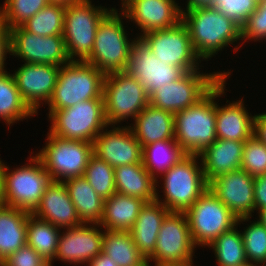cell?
I'll return each mask as SVG.
<instances>
[{"mask_svg": "<svg viewBox=\"0 0 266 266\" xmlns=\"http://www.w3.org/2000/svg\"><path fill=\"white\" fill-rule=\"evenodd\" d=\"M226 80L223 77L193 106L174 113L175 140L185 154L198 155L217 139L215 99L225 93Z\"/></svg>", "mask_w": 266, "mask_h": 266, "instance_id": "obj_1", "label": "cell"}, {"mask_svg": "<svg viewBox=\"0 0 266 266\" xmlns=\"http://www.w3.org/2000/svg\"><path fill=\"white\" fill-rule=\"evenodd\" d=\"M181 21L186 25L192 47L202 61L241 40V27L211 6L182 10Z\"/></svg>", "mask_w": 266, "mask_h": 266, "instance_id": "obj_2", "label": "cell"}, {"mask_svg": "<svg viewBox=\"0 0 266 266\" xmlns=\"http://www.w3.org/2000/svg\"><path fill=\"white\" fill-rule=\"evenodd\" d=\"M9 169L1 161L3 204L32 214L52 178L36 155L29 159V165Z\"/></svg>", "mask_w": 266, "mask_h": 266, "instance_id": "obj_3", "label": "cell"}, {"mask_svg": "<svg viewBox=\"0 0 266 266\" xmlns=\"http://www.w3.org/2000/svg\"><path fill=\"white\" fill-rule=\"evenodd\" d=\"M121 17L125 18V14L118 13L117 9L113 8L100 21L91 55L85 60L105 75L127 70L132 46L136 40H128L122 21L124 18Z\"/></svg>", "mask_w": 266, "mask_h": 266, "instance_id": "obj_4", "label": "cell"}, {"mask_svg": "<svg viewBox=\"0 0 266 266\" xmlns=\"http://www.w3.org/2000/svg\"><path fill=\"white\" fill-rule=\"evenodd\" d=\"M198 160H200L198 155L186 154L163 175H160L163 176L165 199H160L156 190L155 200L170 212H186L208 189L209 183L206 181L201 163L198 166Z\"/></svg>", "mask_w": 266, "mask_h": 266, "instance_id": "obj_5", "label": "cell"}, {"mask_svg": "<svg viewBox=\"0 0 266 266\" xmlns=\"http://www.w3.org/2000/svg\"><path fill=\"white\" fill-rule=\"evenodd\" d=\"M105 74L86 61H70L60 66L57 83L48 102L49 114L77 103L103 98Z\"/></svg>", "mask_w": 266, "mask_h": 266, "instance_id": "obj_6", "label": "cell"}, {"mask_svg": "<svg viewBox=\"0 0 266 266\" xmlns=\"http://www.w3.org/2000/svg\"><path fill=\"white\" fill-rule=\"evenodd\" d=\"M49 133L63 139L93 143L95 137L109 125L106 121L104 100H84L72 107L53 111L48 115Z\"/></svg>", "mask_w": 266, "mask_h": 266, "instance_id": "obj_7", "label": "cell"}, {"mask_svg": "<svg viewBox=\"0 0 266 266\" xmlns=\"http://www.w3.org/2000/svg\"><path fill=\"white\" fill-rule=\"evenodd\" d=\"M112 9L97 7L91 0L66 6L63 38L71 61H85L91 55L98 25Z\"/></svg>", "mask_w": 266, "mask_h": 266, "instance_id": "obj_8", "label": "cell"}, {"mask_svg": "<svg viewBox=\"0 0 266 266\" xmlns=\"http://www.w3.org/2000/svg\"><path fill=\"white\" fill-rule=\"evenodd\" d=\"M103 100L108 125H117L136 116L149 104L144 86L127 71L105 75Z\"/></svg>", "mask_w": 266, "mask_h": 266, "instance_id": "obj_9", "label": "cell"}, {"mask_svg": "<svg viewBox=\"0 0 266 266\" xmlns=\"http://www.w3.org/2000/svg\"><path fill=\"white\" fill-rule=\"evenodd\" d=\"M230 72H186L181 78L160 86L149 95V104L158 109L176 113L187 109L202 99L223 77Z\"/></svg>", "mask_w": 266, "mask_h": 266, "instance_id": "obj_10", "label": "cell"}, {"mask_svg": "<svg viewBox=\"0 0 266 266\" xmlns=\"http://www.w3.org/2000/svg\"><path fill=\"white\" fill-rule=\"evenodd\" d=\"M47 135L46 145L35 155L52 181L64 182L70 178L84 176L89 158L93 155V144L63 139L50 133Z\"/></svg>", "mask_w": 266, "mask_h": 266, "instance_id": "obj_11", "label": "cell"}, {"mask_svg": "<svg viewBox=\"0 0 266 266\" xmlns=\"http://www.w3.org/2000/svg\"><path fill=\"white\" fill-rule=\"evenodd\" d=\"M195 246H209L237 224V217L208 188L185 212Z\"/></svg>", "mask_w": 266, "mask_h": 266, "instance_id": "obj_12", "label": "cell"}, {"mask_svg": "<svg viewBox=\"0 0 266 266\" xmlns=\"http://www.w3.org/2000/svg\"><path fill=\"white\" fill-rule=\"evenodd\" d=\"M8 47L25 63L62 66L71 61L63 35L39 36L18 26L8 30Z\"/></svg>", "mask_w": 266, "mask_h": 266, "instance_id": "obj_13", "label": "cell"}, {"mask_svg": "<svg viewBox=\"0 0 266 266\" xmlns=\"http://www.w3.org/2000/svg\"><path fill=\"white\" fill-rule=\"evenodd\" d=\"M140 39L160 61L178 66L185 72L200 69L201 60L192 47L188 29L182 21L173 27L146 33Z\"/></svg>", "mask_w": 266, "mask_h": 266, "instance_id": "obj_14", "label": "cell"}, {"mask_svg": "<svg viewBox=\"0 0 266 266\" xmlns=\"http://www.w3.org/2000/svg\"><path fill=\"white\" fill-rule=\"evenodd\" d=\"M195 248L185 212H169L159 230L155 252L147 261L155 265L190 262Z\"/></svg>", "mask_w": 266, "mask_h": 266, "instance_id": "obj_15", "label": "cell"}, {"mask_svg": "<svg viewBox=\"0 0 266 266\" xmlns=\"http://www.w3.org/2000/svg\"><path fill=\"white\" fill-rule=\"evenodd\" d=\"M237 217V225L254 212V178L242 168L214 178L208 187Z\"/></svg>", "mask_w": 266, "mask_h": 266, "instance_id": "obj_16", "label": "cell"}, {"mask_svg": "<svg viewBox=\"0 0 266 266\" xmlns=\"http://www.w3.org/2000/svg\"><path fill=\"white\" fill-rule=\"evenodd\" d=\"M126 71L144 86L148 96L160 86L176 81L186 73L178 66L160 61L140 38L132 46Z\"/></svg>", "mask_w": 266, "mask_h": 266, "instance_id": "obj_17", "label": "cell"}, {"mask_svg": "<svg viewBox=\"0 0 266 266\" xmlns=\"http://www.w3.org/2000/svg\"><path fill=\"white\" fill-rule=\"evenodd\" d=\"M105 127L93 141V154L113 168L142 163L143 147L135 138L130 126ZM106 130V131H104Z\"/></svg>", "mask_w": 266, "mask_h": 266, "instance_id": "obj_18", "label": "cell"}, {"mask_svg": "<svg viewBox=\"0 0 266 266\" xmlns=\"http://www.w3.org/2000/svg\"><path fill=\"white\" fill-rule=\"evenodd\" d=\"M181 6L175 0H125L121 11L137 24L142 35L175 26L182 19Z\"/></svg>", "mask_w": 266, "mask_h": 266, "instance_id": "obj_19", "label": "cell"}, {"mask_svg": "<svg viewBox=\"0 0 266 266\" xmlns=\"http://www.w3.org/2000/svg\"><path fill=\"white\" fill-rule=\"evenodd\" d=\"M99 224L82 223L79 226L66 228L57 245L54 260L64 263L86 265L102 252L103 231Z\"/></svg>", "mask_w": 266, "mask_h": 266, "instance_id": "obj_20", "label": "cell"}, {"mask_svg": "<svg viewBox=\"0 0 266 266\" xmlns=\"http://www.w3.org/2000/svg\"><path fill=\"white\" fill-rule=\"evenodd\" d=\"M60 66L25 63L12 74L23 100L37 115L42 101L48 104L57 83Z\"/></svg>", "mask_w": 266, "mask_h": 266, "instance_id": "obj_21", "label": "cell"}, {"mask_svg": "<svg viewBox=\"0 0 266 266\" xmlns=\"http://www.w3.org/2000/svg\"><path fill=\"white\" fill-rule=\"evenodd\" d=\"M32 214L60 229L82 224L63 181H52L48 185L39 206Z\"/></svg>", "mask_w": 266, "mask_h": 266, "instance_id": "obj_22", "label": "cell"}, {"mask_svg": "<svg viewBox=\"0 0 266 266\" xmlns=\"http://www.w3.org/2000/svg\"><path fill=\"white\" fill-rule=\"evenodd\" d=\"M244 142L226 139H216L204 148L198 156L206 181L219 175L241 168Z\"/></svg>", "mask_w": 266, "mask_h": 266, "instance_id": "obj_23", "label": "cell"}, {"mask_svg": "<svg viewBox=\"0 0 266 266\" xmlns=\"http://www.w3.org/2000/svg\"><path fill=\"white\" fill-rule=\"evenodd\" d=\"M169 212L157 200L145 202L130 230L136 248L147 260L155 252L159 230Z\"/></svg>", "mask_w": 266, "mask_h": 266, "instance_id": "obj_24", "label": "cell"}, {"mask_svg": "<svg viewBox=\"0 0 266 266\" xmlns=\"http://www.w3.org/2000/svg\"><path fill=\"white\" fill-rule=\"evenodd\" d=\"M130 126L142 147L157 141L175 139L174 113L148 104Z\"/></svg>", "mask_w": 266, "mask_h": 266, "instance_id": "obj_25", "label": "cell"}, {"mask_svg": "<svg viewBox=\"0 0 266 266\" xmlns=\"http://www.w3.org/2000/svg\"><path fill=\"white\" fill-rule=\"evenodd\" d=\"M243 99L219 106L216 102V136L217 139L247 141L253 135L254 116L249 115Z\"/></svg>", "mask_w": 266, "mask_h": 266, "instance_id": "obj_26", "label": "cell"}, {"mask_svg": "<svg viewBox=\"0 0 266 266\" xmlns=\"http://www.w3.org/2000/svg\"><path fill=\"white\" fill-rule=\"evenodd\" d=\"M116 192L145 202L156 199L158 179H155L145 169L142 163L122 165L114 168Z\"/></svg>", "mask_w": 266, "mask_h": 266, "instance_id": "obj_27", "label": "cell"}, {"mask_svg": "<svg viewBox=\"0 0 266 266\" xmlns=\"http://www.w3.org/2000/svg\"><path fill=\"white\" fill-rule=\"evenodd\" d=\"M145 201L120 193L104 200L103 216L99 226L106 230L130 231Z\"/></svg>", "mask_w": 266, "mask_h": 266, "instance_id": "obj_28", "label": "cell"}, {"mask_svg": "<svg viewBox=\"0 0 266 266\" xmlns=\"http://www.w3.org/2000/svg\"><path fill=\"white\" fill-rule=\"evenodd\" d=\"M30 214L12 206H0V264L26 245L27 219Z\"/></svg>", "mask_w": 266, "mask_h": 266, "instance_id": "obj_29", "label": "cell"}, {"mask_svg": "<svg viewBox=\"0 0 266 266\" xmlns=\"http://www.w3.org/2000/svg\"><path fill=\"white\" fill-rule=\"evenodd\" d=\"M64 184L81 222L99 224L103 216L104 199L95 192L86 178H70L65 180Z\"/></svg>", "mask_w": 266, "mask_h": 266, "instance_id": "obj_30", "label": "cell"}, {"mask_svg": "<svg viewBox=\"0 0 266 266\" xmlns=\"http://www.w3.org/2000/svg\"><path fill=\"white\" fill-rule=\"evenodd\" d=\"M102 253L118 266H142L147 262L136 248L130 231L103 230Z\"/></svg>", "mask_w": 266, "mask_h": 266, "instance_id": "obj_31", "label": "cell"}, {"mask_svg": "<svg viewBox=\"0 0 266 266\" xmlns=\"http://www.w3.org/2000/svg\"><path fill=\"white\" fill-rule=\"evenodd\" d=\"M60 232L59 227L30 214L27 219L26 244L46 262L54 263Z\"/></svg>", "mask_w": 266, "mask_h": 266, "instance_id": "obj_32", "label": "cell"}, {"mask_svg": "<svg viewBox=\"0 0 266 266\" xmlns=\"http://www.w3.org/2000/svg\"><path fill=\"white\" fill-rule=\"evenodd\" d=\"M35 113L21 97L12 74L0 71V118L9 126Z\"/></svg>", "mask_w": 266, "mask_h": 266, "instance_id": "obj_33", "label": "cell"}, {"mask_svg": "<svg viewBox=\"0 0 266 266\" xmlns=\"http://www.w3.org/2000/svg\"><path fill=\"white\" fill-rule=\"evenodd\" d=\"M185 155L175 139L157 141L143 147L142 164L157 179Z\"/></svg>", "mask_w": 266, "mask_h": 266, "instance_id": "obj_34", "label": "cell"}, {"mask_svg": "<svg viewBox=\"0 0 266 266\" xmlns=\"http://www.w3.org/2000/svg\"><path fill=\"white\" fill-rule=\"evenodd\" d=\"M237 224L230 230L219 235L209 244L214 251L218 266H240L248 263L242 231L237 230Z\"/></svg>", "mask_w": 266, "mask_h": 266, "instance_id": "obj_35", "label": "cell"}, {"mask_svg": "<svg viewBox=\"0 0 266 266\" xmlns=\"http://www.w3.org/2000/svg\"><path fill=\"white\" fill-rule=\"evenodd\" d=\"M65 5L49 3L21 26L39 36L63 35Z\"/></svg>", "mask_w": 266, "mask_h": 266, "instance_id": "obj_36", "label": "cell"}, {"mask_svg": "<svg viewBox=\"0 0 266 266\" xmlns=\"http://www.w3.org/2000/svg\"><path fill=\"white\" fill-rule=\"evenodd\" d=\"M49 3V0H5L3 8L0 7V21L7 30L21 26Z\"/></svg>", "mask_w": 266, "mask_h": 266, "instance_id": "obj_37", "label": "cell"}, {"mask_svg": "<svg viewBox=\"0 0 266 266\" xmlns=\"http://www.w3.org/2000/svg\"><path fill=\"white\" fill-rule=\"evenodd\" d=\"M84 177L102 199L116 193L114 168L94 154L89 158Z\"/></svg>", "mask_w": 266, "mask_h": 266, "instance_id": "obj_38", "label": "cell"}, {"mask_svg": "<svg viewBox=\"0 0 266 266\" xmlns=\"http://www.w3.org/2000/svg\"><path fill=\"white\" fill-rule=\"evenodd\" d=\"M247 261L258 266L266 264V227L259 220L242 232Z\"/></svg>", "mask_w": 266, "mask_h": 266, "instance_id": "obj_39", "label": "cell"}, {"mask_svg": "<svg viewBox=\"0 0 266 266\" xmlns=\"http://www.w3.org/2000/svg\"><path fill=\"white\" fill-rule=\"evenodd\" d=\"M241 168L253 178L266 174V145L253 135L244 142Z\"/></svg>", "mask_w": 266, "mask_h": 266, "instance_id": "obj_40", "label": "cell"}, {"mask_svg": "<svg viewBox=\"0 0 266 266\" xmlns=\"http://www.w3.org/2000/svg\"><path fill=\"white\" fill-rule=\"evenodd\" d=\"M259 0H214L212 8L232 19L240 27L256 10Z\"/></svg>", "mask_w": 266, "mask_h": 266, "instance_id": "obj_41", "label": "cell"}, {"mask_svg": "<svg viewBox=\"0 0 266 266\" xmlns=\"http://www.w3.org/2000/svg\"><path fill=\"white\" fill-rule=\"evenodd\" d=\"M266 40V16L255 10L241 26V40Z\"/></svg>", "mask_w": 266, "mask_h": 266, "instance_id": "obj_42", "label": "cell"}, {"mask_svg": "<svg viewBox=\"0 0 266 266\" xmlns=\"http://www.w3.org/2000/svg\"><path fill=\"white\" fill-rule=\"evenodd\" d=\"M46 261L29 245L10 254L0 266H43Z\"/></svg>", "mask_w": 266, "mask_h": 266, "instance_id": "obj_43", "label": "cell"}, {"mask_svg": "<svg viewBox=\"0 0 266 266\" xmlns=\"http://www.w3.org/2000/svg\"><path fill=\"white\" fill-rule=\"evenodd\" d=\"M266 210V174L254 178V211Z\"/></svg>", "mask_w": 266, "mask_h": 266, "instance_id": "obj_44", "label": "cell"}, {"mask_svg": "<svg viewBox=\"0 0 266 266\" xmlns=\"http://www.w3.org/2000/svg\"><path fill=\"white\" fill-rule=\"evenodd\" d=\"M253 136L266 145V113L254 115Z\"/></svg>", "mask_w": 266, "mask_h": 266, "instance_id": "obj_45", "label": "cell"}, {"mask_svg": "<svg viewBox=\"0 0 266 266\" xmlns=\"http://www.w3.org/2000/svg\"><path fill=\"white\" fill-rule=\"evenodd\" d=\"M6 54H9L8 30L0 21V71L5 68Z\"/></svg>", "mask_w": 266, "mask_h": 266, "instance_id": "obj_46", "label": "cell"}, {"mask_svg": "<svg viewBox=\"0 0 266 266\" xmlns=\"http://www.w3.org/2000/svg\"><path fill=\"white\" fill-rule=\"evenodd\" d=\"M87 266H118V264L101 252L99 255L93 258Z\"/></svg>", "mask_w": 266, "mask_h": 266, "instance_id": "obj_47", "label": "cell"}, {"mask_svg": "<svg viewBox=\"0 0 266 266\" xmlns=\"http://www.w3.org/2000/svg\"><path fill=\"white\" fill-rule=\"evenodd\" d=\"M214 0H187L186 10L195 8V7H208L212 6Z\"/></svg>", "mask_w": 266, "mask_h": 266, "instance_id": "obj_48", "label": "cell"}, {"mask_svg": "<svg viewBox=\"0 0 266 266\" xmlns=\"http://www.w3.org/2000/svg\"><path fill=\"white\" fill-rule=\"evenodd\" d=\"M85 0H49L50 3H55V4H61V5H71V4H77Z\"/></svg>", "mask_w": 266, "mask_h": 266, "instance_id": "obj_49", "label": "cell"}, {"mask_svg": "<svg viewBox=\"0 0 266 266\" xmlns=\"http://www.w3.org/2000/svg\"><path fill=\"white\" fill-rule=\"evenodd\" d=\"M193 260L190 262H180V263H161L155 266H193Z\"/></svg>", "mask_w": 266, "mask_h": 266, "instance_id": "obj_50", "label": "cell"}, {"mask_svg": "<svg viewBox=\"0 0 266 266\" xmlns=\"http://www.w3.org/2000/svg\"><path fill=\"white\" fill-rule=\"evenodd\" d=\"M256 10L262 14V16H266V0H259Z\"/></svg>", "mask_w": 266, "mask_h": 266, "instance_id": "obj_51", "label": "cell"}, {"mask_svg": "<svg viewBox=\"0 0 266 266\" xmlns=\"http://www.w3.org/2000/svg\"><path fill=\"white\" fill-rule=\"evenodd\" d=\"M258 216H259V221L261 222V224L266 227V210L257 212Z\"/></svg>", "mask_w": 266, "mask_h": 266, "instance_id": "obj_52", "label": "cell"}, {"mask_svg": "<svg viewBox=\"0 0 266 266\" xmlns=\"http://www.w3.org/2000/svg\"><path fill=\"white\" fill-rule=\"evenodd\" d=\"M3 205L2 201V174H1V159H0V206Z\"/></svg>", "mask_w": 266, "mask_h": 266, "instance_id": "obj_53", "label": "cell"}, {"mask_svg": "<svg viewBox=\"0 0 266 266\" xmlns=\"http://www.w3.org/2000/svg\"><path fill=\"white\" fill-rule=\"evenodd\" d=\"M240 266H257V265H255V264H251V263H245V264H243V265H240Z\"/></svg>", "mask_w": 266, "mask_h": 266, "instance_id": "obj_54", "label": "cell"}, {"mask_svg": "<svg viewBox=\"0 0 266 266\" xmlns=\"http://www.w3.org/2000/svg\"><path fill=\"white\" fill-rule=\"evenodd\" d=\"M43 266H53L52 263L46 262Z\"/></svg>", "mask_w": 266, "mask_h": 266, "instance_id": "obj_55", "label": "cell"}, {"mask_svg": "<svg viewBox=\"0 0 266 266\" xmlns=\"http://www.w3.org/2000/svg\"><path fill=\"white\" fill-rule=\"evenodd\" d=\"M142 266H150L149 265V261H147L145 264H143Z\"/></svg>", "mask_w": 266, "mask_h": 266, "instance_id": "obj_56", "label": "cell"}]
</instances>
